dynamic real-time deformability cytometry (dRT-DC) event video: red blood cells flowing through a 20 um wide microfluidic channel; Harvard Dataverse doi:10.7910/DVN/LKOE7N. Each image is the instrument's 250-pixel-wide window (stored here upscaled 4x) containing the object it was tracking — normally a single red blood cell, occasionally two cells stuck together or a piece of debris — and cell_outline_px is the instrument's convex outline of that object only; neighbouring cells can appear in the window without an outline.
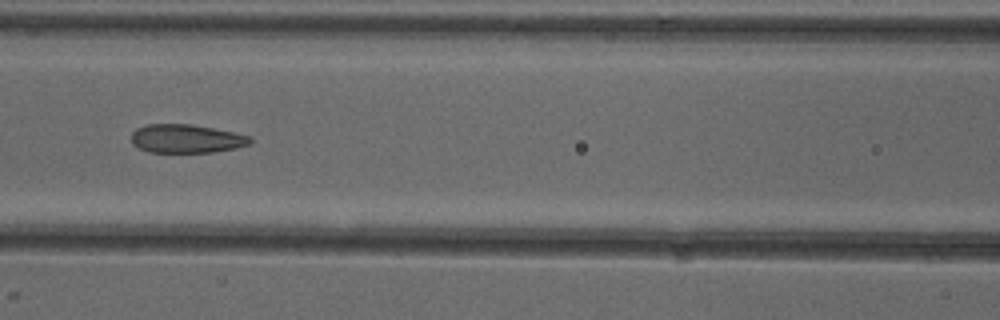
{"species": "common noctule bat (a hibernating species)", "species_latin": "Nyctalus noctula", "temperature_condition": "cold", "stored_images_in_passage": 7, "camera_frame_rate_fps": 3000, "um_per_image_px": 0.085, "animal": {"sex": "female"}, "frame": {"image": 1, "passage_image": 7, "time_ms": 7.0, "image_size_px": [1000, 320], "cell_outline_px": [[252, 140], [248, 144], [236, 148], [212, 152], [148, 152], [132, 144], [132, 132], [136, 128], [144, 124], [192, 124], [252, 136]], "centroid_in_image_um": [15.81, 11.78], "position_along_channel_um": 150.8, "area_um2": 19.77}}